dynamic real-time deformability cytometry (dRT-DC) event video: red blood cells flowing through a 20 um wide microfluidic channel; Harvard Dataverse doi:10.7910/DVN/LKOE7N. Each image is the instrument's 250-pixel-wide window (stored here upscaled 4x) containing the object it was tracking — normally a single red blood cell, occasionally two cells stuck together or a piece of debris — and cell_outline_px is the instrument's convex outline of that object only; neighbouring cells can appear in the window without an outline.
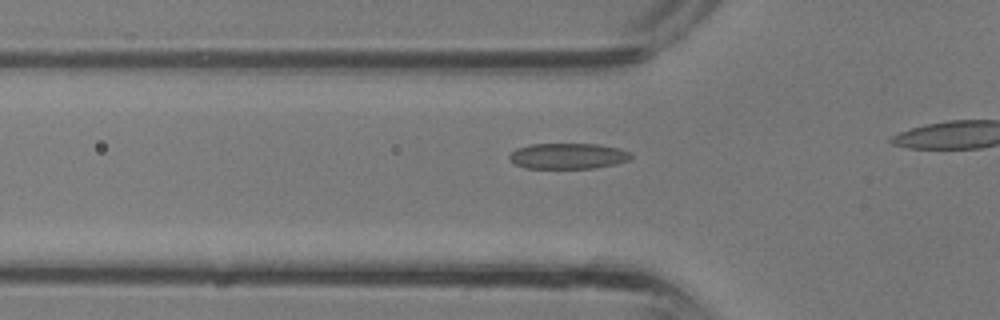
{"species": "common noctule bat (a hibernating species)", "species_latin": "Nyctalus noctula", "temperature_condition": "room temperature", "stored_images_in_passage": 7, "camera_frame_rate_fps": 3000, "um_per_image_px": 0.085, "animal": {"sex": "male", "body_mass_g": 13.3}, "frame": {"image": 1, "passage_image": 3, "time_ms": 0.667, "image_size_px": [1000, 320], "cell_outline_px": [[632, 156], [628, 160], [616, 164], [592, 168], [524, 168], [516, 164], [508, 156], [516, 148], [528, 144], [600, 144], [620, 148], [628, 152]], "centroid_in_image_um": [48.27, 13.25], "position_along_channel_um": 77.5, "area_um2": 18.21}}
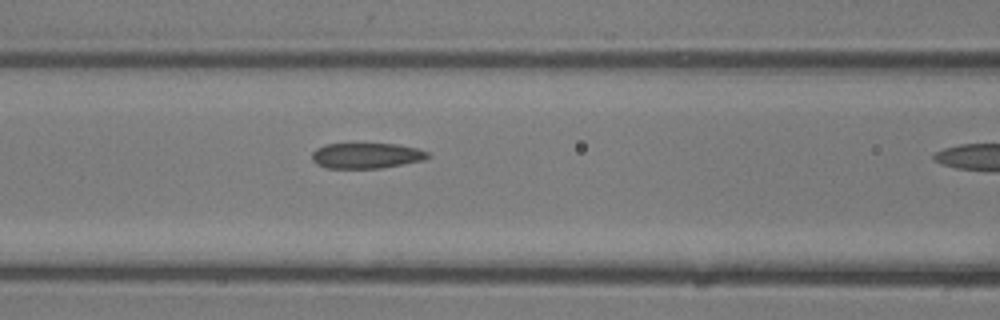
{"frame": {"image": 2, "passage_image": 6, "time_ms": 1.667, "image_size_px": [1000, 320], "cell_outline_px": [[432, 156], [424, 160], [380, 168], [324, 168], [316, 164], [312, 160], [312, 152], [316, 148], [324, 144], [396, 144], [416, 148], [428, 152]], "centroid_in_image_um": [31.12, 13.23], "position_along_channel_um": 135.5, "area_um2": 17.28}}